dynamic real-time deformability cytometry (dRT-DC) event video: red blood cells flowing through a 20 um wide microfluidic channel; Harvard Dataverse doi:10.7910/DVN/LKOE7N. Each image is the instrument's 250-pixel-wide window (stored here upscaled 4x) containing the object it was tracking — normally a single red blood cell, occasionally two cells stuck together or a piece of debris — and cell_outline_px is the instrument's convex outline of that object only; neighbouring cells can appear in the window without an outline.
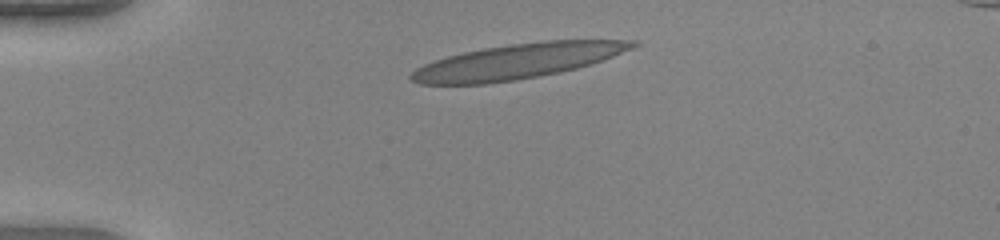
{"species": "human", "species_latin": "Homo sapiens", "temperature_condition": "warm", "stored_images_in_passage": 35, "camera_frame_rate_fps": 3000, "um_per_image_px": 0.085, "donor": {"sex": "female"}, "frame": {"image": 1, "passage_image": 1, "time_ms": 0.0, "image_size_px": [1000, 240], "cell_outline_px": [[640, 44], [632, 48], [612, 56], [576, 68], [560, 72], [540, 76], [516, 80], [488, 84], [420, 84], [412, 80], [408, 76], [416, 68], [424, 64], [448, 56], [464, 52], [484, 48], [512, 44], [548, 40], [636, 40]], "centroid_in_image_um": [43.96, 5.22], "position_along_channel_um": 41.0, "area_um2": 44.74}}
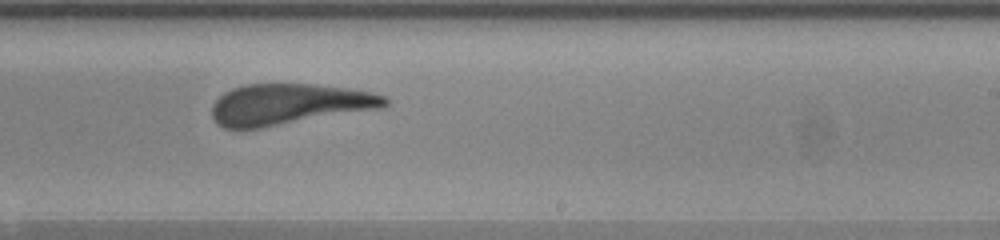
{"frame": {"image": 2, "passage_image": 20, "time_ms": 6.333, "image_size_px": [1000, 240], "cell_outline_px": [[388, 104], [384, 108], [260, 128], [224, 128], [216, 124], [212, 120], [212, 104], [224, 92], [232, 88], [244, 84], [312, 84], [344, 88], [372, 92], [384, 96], [388, 100]], "centroid_in_image_um": [24.54, 8.87], "position_along_channel_um": 264.5, "area_um2": 41.38}}
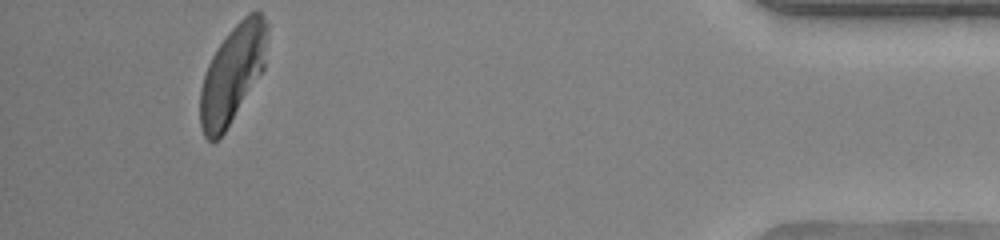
{"frame": {"image": 3, "passage_image": 35, "time_ms": 11.333, "image_size_px": [1000, 240], "cell_outline_px": [[268, 28], [264, 68], [224, 132], [212, 144], [204, 136], [200, 124], [200, 88], [208, 64], [216, 48], [228, 32], [248, 12], [260, 12], [264, 16], [268, 24]], "centroid_in_image_um": [19.75, 6.26], "position_along_channel_um": 415.5, "area_um2": 37.8}, "authors_computed_cell_mechanics": {"area_um2": 42.1362, "velocity_mm_per_s": 4.1696, "shape_relaxation_time_tau1_ms": 4.0277, "shape_relaxation_time_tau2_ms": 0.9781, "deformation_change_tau1": 0.2267, "deformation_change_tau2": 0.1268}}